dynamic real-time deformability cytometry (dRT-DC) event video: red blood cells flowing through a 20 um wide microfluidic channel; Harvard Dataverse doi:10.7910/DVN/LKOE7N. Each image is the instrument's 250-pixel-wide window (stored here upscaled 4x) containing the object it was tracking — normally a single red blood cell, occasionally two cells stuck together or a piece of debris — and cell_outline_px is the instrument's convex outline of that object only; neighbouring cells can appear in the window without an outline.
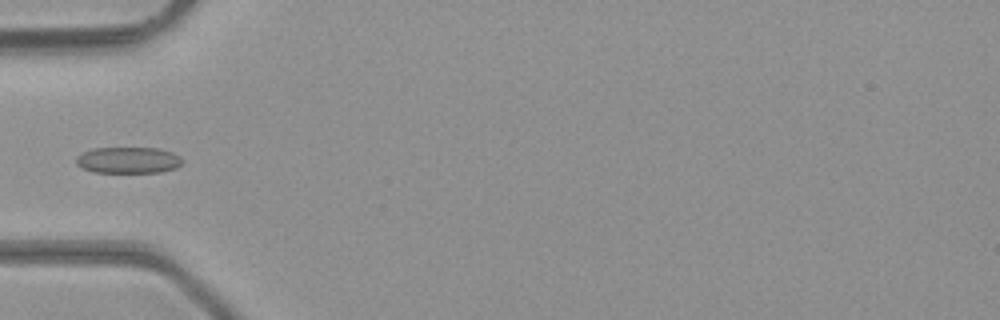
{"species": "common noctule bat (a hibernating species)", "species_latin": "Nyctalus noctula", "temperature_condition": "room temperature", "stored_images_in_passage": 4, "camera_frame_rate_fps": 3000, "um_per_image_px": 0.085, "animal": {"sex": "male", "body_mass_g": 23.1, "forearm_length_mm": 52.7}, "frame": {"image": 1, "passage_image": 4, "time_ms": 1.0, "image_size_px": [1000, 320], "cell_outline_px": [[184, 160], [176, 168], [160, 172], [92, 172], [80, 168], [76, 164], [76, 156], [92, 148], [160, 148], [172, 152], [180, 156]], "centroid_in_image_um": [10.89, 13.61], "position_along_channel_um": 74.1, "area_um2": 16.42}}